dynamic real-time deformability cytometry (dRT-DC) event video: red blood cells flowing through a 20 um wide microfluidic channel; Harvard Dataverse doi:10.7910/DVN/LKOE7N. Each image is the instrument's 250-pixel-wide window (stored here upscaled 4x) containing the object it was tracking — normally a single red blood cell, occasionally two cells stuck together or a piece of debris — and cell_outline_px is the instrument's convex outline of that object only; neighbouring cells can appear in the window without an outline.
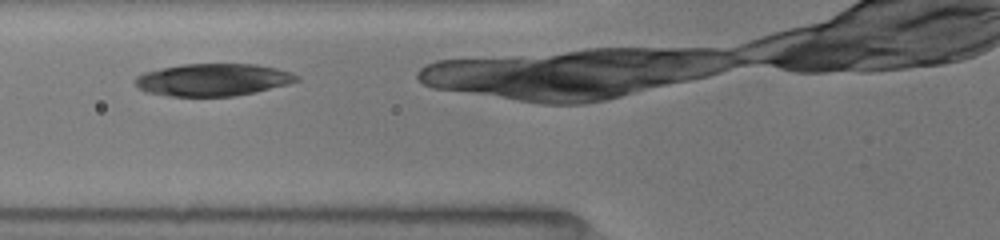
{"species": "common noctule bat (a hibernating species)", "species_latin": "Nyctalus noctula", "temperature_condition": "room temperature", "stored_images_in_passage": 17, "camera_frame_rate_fps": 3000, "um_per_image_px": 0.085, "animal": {"sex": "female", "body_mass_g": 19.5, "forearm_length_mm": 54.1}, "frame": {"image": 1, "passage_image": 6, "time_ms": 3.667, "image_size_px": [1000, 240], "cell_outline_px": [[300, 80], [288, 84], [256, 92], [236, 96], [168, 96], [144, 92], [136, 84], [136, 76], [144, 72], [160, 68], [180, 64], [256, 64], [276, 68], [300, 76]], "centroid_in_image_um": [18.1, 6.78], "position_along_channel_um": 107.7, "area_um2": 30.52}}